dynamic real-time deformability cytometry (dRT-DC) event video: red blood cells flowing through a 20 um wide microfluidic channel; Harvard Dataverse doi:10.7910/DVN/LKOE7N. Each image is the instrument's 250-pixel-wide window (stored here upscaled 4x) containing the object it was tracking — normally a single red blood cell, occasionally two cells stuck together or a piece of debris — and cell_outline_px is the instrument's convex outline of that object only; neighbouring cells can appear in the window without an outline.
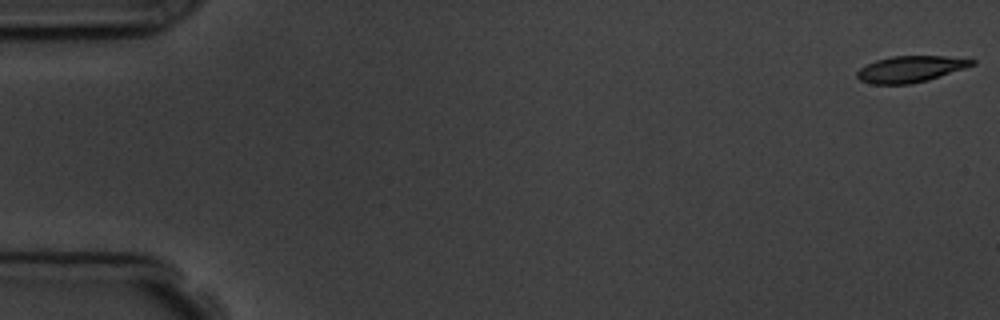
{"species": "common noctule bat (a hibernating species)", "species_latin": "Nyctalus noctula", "temperature_condition": "room temperature", "stored_images_in_passage": 5, "segment_of_instrument_passage": [1, 2], "camera_frame_rate_fps": 3000, "um_per_image_px": 0.085, "animal": {"sex": "male", "body_mass_g": 19.5, "forearm_length_mm": 54.6}, "frame": {"image": 1, "passage_image": 1, "time_ms": 0.0, "image_size_px": [1000, 320], "cell_outline_px": [[976, 64], [928, 80], [912, 84], [872, 84], [860, 80], [856, 76], [856, 72], [860, 68], [876, 60], [892, 56], [944, 56], [976, 60]], "centroid_in_image_um": [77.37, 5.87], "position_along_channel_um": 7.6, "area_um2": 17.51}}
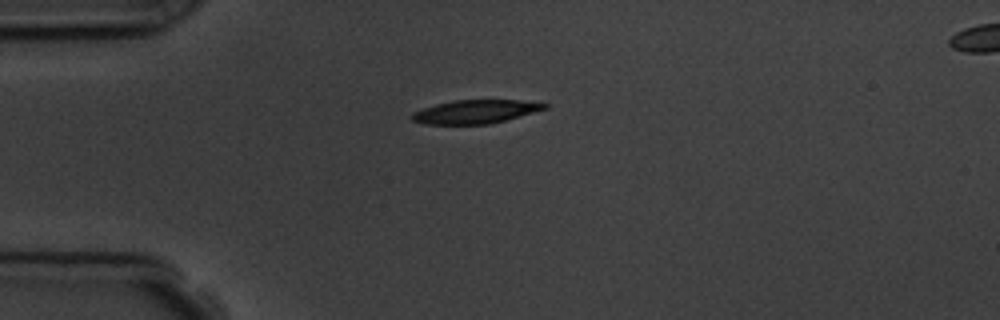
{"frame": {"image": 2, "passage_image": 4, "time_ms": 4.333, "image_size_px": [1000, 320], "cell_outline_px": [[548, 108], [504, 120], [488, 124], [424, 124], [412, 120], [412, 112], [436, 104], [456, 100], [520, 100], [548, 104]], "centroid_in_image_um": [40.39, 9.49], "position_along_channel_um": 44.6, "area_um2": 17.92}}